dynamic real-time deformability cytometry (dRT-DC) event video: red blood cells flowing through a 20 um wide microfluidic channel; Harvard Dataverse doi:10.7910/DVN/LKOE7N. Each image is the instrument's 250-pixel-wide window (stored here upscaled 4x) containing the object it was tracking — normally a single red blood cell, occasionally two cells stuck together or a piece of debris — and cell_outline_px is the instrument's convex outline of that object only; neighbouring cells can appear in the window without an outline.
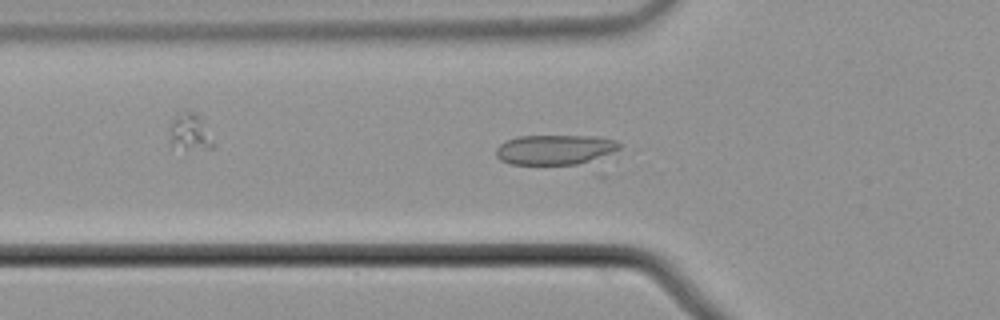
{"species": "common noctule bat (a hibernating species)", "species_latin": "Nyctalus noctula", "temperature_condition": "cold", "stored_images_in_passage": 40, "camera_frame_rate_fps": 3000, "um_per_image_px": 0.085, "animal": {"sex": "male", "body_mass_g": 21.5, "forearm_length_mm": 52.0}, "frame": {"image": 1, "passage_image": 12, "time_ms": 3.667, "image_size_px": [1000, 320], "cell_outline_px": [[620, 148], [588, 164], [508, 164], [500, 160], [496, 156], [496, 148], [500, 144], [516, 136], [600, 136], [616, 140], [620, 144]], "centroid_in_image_um": [47.2, 12.72], "position_along_channel_um": 78.6, "area_um2": 21.79}}
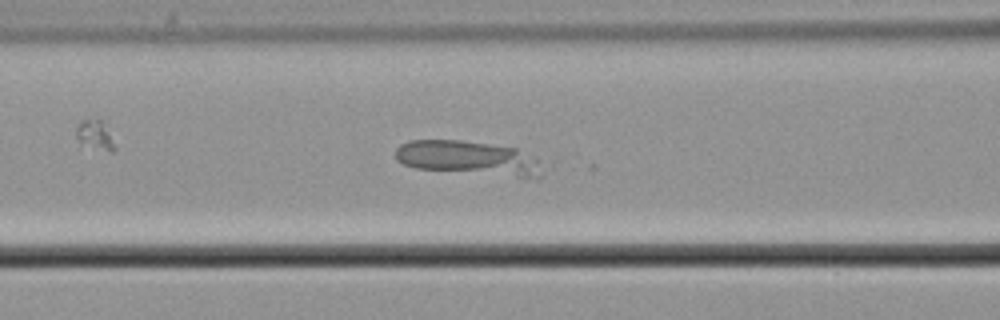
{"frame": {"image": 2, "passage_image": 16, "time_ms": 5.0, "image_size_px": [1000, 320], "cell_outline_px": [[540, 180], [536, 180], [416, 168], [404, 164], [396, 160], [396, 148], [400, 144], [408, 140], [460, 140], [516, 148], [536, 160], [540, 176]], "centroid_in_image_um": [39.78, 13.46], "position_along_channel_um": 126.8, "area_um2": 29.42}}